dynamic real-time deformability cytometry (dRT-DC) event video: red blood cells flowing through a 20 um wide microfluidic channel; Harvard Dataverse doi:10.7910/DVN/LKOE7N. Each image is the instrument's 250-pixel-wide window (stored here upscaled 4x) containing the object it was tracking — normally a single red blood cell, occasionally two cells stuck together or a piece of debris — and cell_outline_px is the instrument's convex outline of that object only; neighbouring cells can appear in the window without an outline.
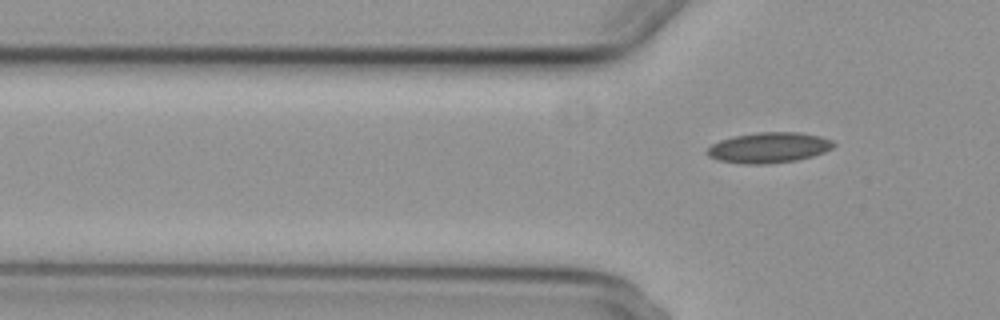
{"species": "common noctule bat (a hibernating species)", "species_latin": "Nyctalus noctula", "temperature_condition": "cold", "stored_images_in_passage": 6, "segment_of_instrument_passage": [2, 2], "camera_frame_rate_fps": 3000, "um_per_image_px": 0.085, "animal": {"sex": "female", "body_mass_g": 29.2, "forearm_length_mm": 56.3}, "frame": {"image": 1, "passage_image": 6, "time_ms": 5.667, "image_size_px": [1000, 320], "cell_outline_px": [[836, 144], [832, 148], [824, 152], [812, 156], [796, 160], [768, 164], [744, 164], [720, 160], [708, 156], [704, 152], [712, 144], [720, 140], [732, 136], [756, 132], [800, 132], [820, 136], [832, 140]], "centroid_in_image_um": [65.34, 12.54], "position_along_channel_um": 60.5, "area_um2": 22.6}}